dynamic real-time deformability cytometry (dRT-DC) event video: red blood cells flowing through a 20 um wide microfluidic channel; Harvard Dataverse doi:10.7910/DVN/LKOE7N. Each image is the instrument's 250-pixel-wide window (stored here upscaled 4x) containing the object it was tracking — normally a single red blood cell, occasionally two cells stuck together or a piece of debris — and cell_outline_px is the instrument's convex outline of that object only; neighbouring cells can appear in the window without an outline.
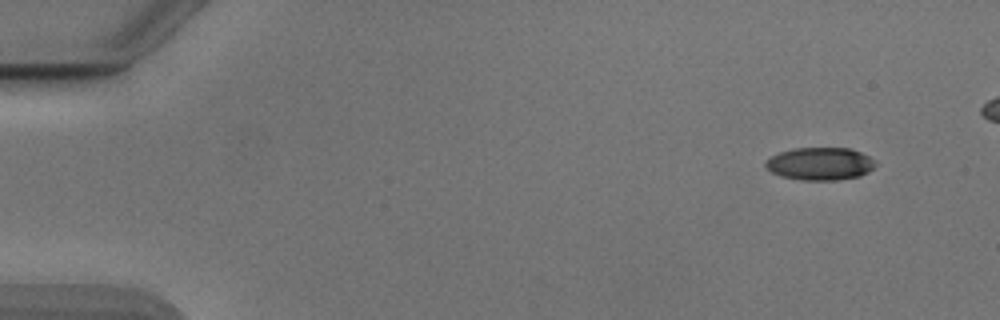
{"species": "Egyptian fruit bat (a non-hibernating species)", "species_latin": "Rousettus aegyptiacus", "temperature_condition": "cold", "stored_images_in_passage": 41, "camera_frame_rate_fps": 3000, "um_per_image_px": 0.085, "animal": {"sex": "male"}, "frame": {"image": 1, "passage_image": 1, "time_ms": 0.0, "image_size_px": [1000, 320], "cell_outline_px": [[876, 164], [868, 172], [860, 176], [836, 180], [800, 180], [780, 176], [772, 172], [764, 164], [764, 160], [780, 152], [792, 148], [848, 148], [860, 152], [876, 160]], "centroid_in_image_um": [69.69, 13.92], "position_along_channel_um": 15.3, "area_um2": 20.98}}
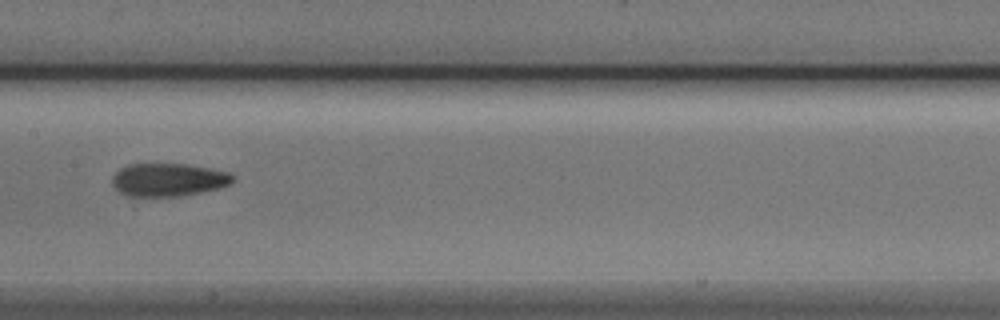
{"frame": {"image": 2, "passage_image": 24, "time_ms": 7.667, "image_size_px": [1000, 320], "cell_outline_px": [[232, 180], [228, 184], [216, 188], [200, 192], [176, 196], [128, 196], [120, 192], [112, 184], [112, 176], [120, 168], [128, 164], [188, 164], [228, 172], [232, 176]], "centroid_in_image_um": [14.24, 15.27], "position_along_channel_um": 193.2, "area_um2": 22.83}}
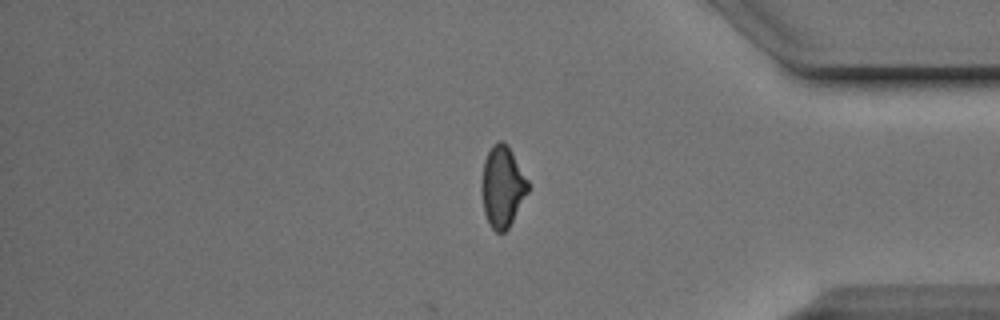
{"frame": {"image": 3, "passage_image": 41, "time_ms": 13.333, "image_size_px": [1000, 320], "cell_outline_px": [[528, 192], [508, 228], [504, 232], [496, 232], [488, 224], [484, 212], [480, 188], [484, 160], [492, 144], [496, 140], [504, 140], [512, 152], [528, 180]], "centroid_in_image_um": [42.68, 15.84], "position_along_channel_um": 392.5, "area_um2": 22.02}, "authors_computed_cell_mechanics": {"area_um2": 22.6576, "velocity_mm_per_s": 3.8957, "shape_relaxation_time_tau1_ms": 6.5424, "shape_relaxation_time_tau2_ms": 2.5382, "deformation_change_tau1": 0.165, "deformation_change_tau2": 0.09}}